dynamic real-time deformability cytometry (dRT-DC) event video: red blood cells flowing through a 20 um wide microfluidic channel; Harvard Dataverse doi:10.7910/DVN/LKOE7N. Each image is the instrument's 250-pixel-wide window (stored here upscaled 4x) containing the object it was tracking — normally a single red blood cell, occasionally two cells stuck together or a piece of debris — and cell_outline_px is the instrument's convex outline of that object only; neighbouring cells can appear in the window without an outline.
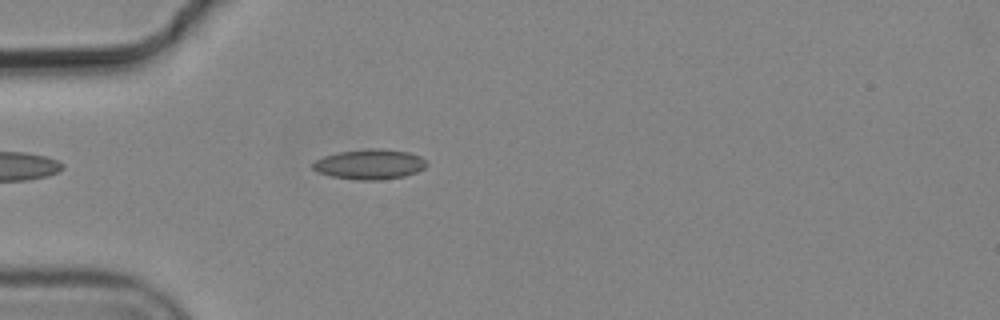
{"species": "common noctule bat (a hibernating species)", "species_latin": "Nyctalus noctula", "temperature_condition": "cold", "stored_images_in_passage": 5, "camera_frame_rate_fps": 3000, "um_per_image_px": 0.085, "animal": {"sex": "male", "body_mass_g": 19.2, "forearm_length_mm": 51.8}, "frame": {"image": 1, "passage_image": 5, "time_ms": 1.333, "image_size_px": [1000, 320], "cell_outline_px": [[428, 164], [424, 168], [416, 172], [404, 176], [380, 180], [360, 180], [332, 176], [316, 172], [312, 168], [312, 164], [316, 160], [324, 156], [340, 152], [368, 148], [380, 148], [408, 152], [420, 156]], "centroid_in_image_um": [31.42, 13.96], "position_along_channel_um": 53.6, "area_um2": 19.88}}